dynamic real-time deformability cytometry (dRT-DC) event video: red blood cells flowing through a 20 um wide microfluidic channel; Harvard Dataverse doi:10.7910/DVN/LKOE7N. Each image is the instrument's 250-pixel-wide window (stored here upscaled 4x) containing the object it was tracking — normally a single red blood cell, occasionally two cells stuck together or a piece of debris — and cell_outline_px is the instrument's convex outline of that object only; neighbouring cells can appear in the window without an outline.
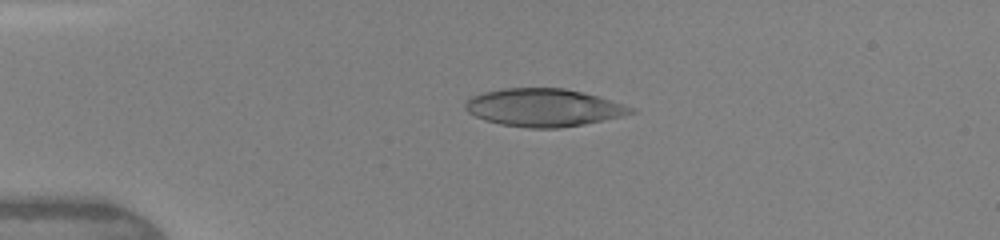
{"species": "human", "species_latin": "Homo sapiens", "temperature_condition": "warm", "stored_images_in_passage": 22, "camera_frame_rate_fps": 3000, "um_per_image_px": 0.085, "donor": {"sex": "female"}, "frame": {"image": 1, "passage_image": 16, "time_ms": 3.667, "image_size_px": [1000, 240], "cell_outline_px": [[640, 112], [624, 116], [584, 124], [560, 128], [528, 128], [500, 124], [484, 120], [468, 112], [464, 108], [464, 104], [472, 96], [484, 92], [504, 88], [564, 88], [584, 92], [636, 108]], "centroid_in_image_um": [46.25, 9.15], "position_along_channel_um": 38.8, "area_um2": 36.65}}